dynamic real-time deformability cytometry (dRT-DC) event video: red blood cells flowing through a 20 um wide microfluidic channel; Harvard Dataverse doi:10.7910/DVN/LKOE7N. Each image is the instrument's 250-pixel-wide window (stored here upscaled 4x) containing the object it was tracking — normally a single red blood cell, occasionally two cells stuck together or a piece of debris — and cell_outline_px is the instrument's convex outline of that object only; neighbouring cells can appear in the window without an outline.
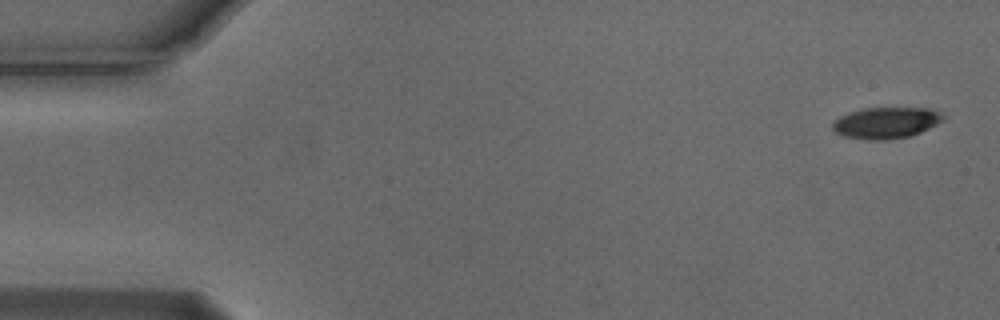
{"species": "Egyptian fruit bat (a non-hibernating species)", "species_latin": "Rousettus aegyptiacus", "temperature_condition": "cold", "stored_images_in_passage": 4, "camera_frame_rate_fps": 3000, "um_per_image_px": 0.085, "animal": {"sex": "male"}, "frame": {"image": 1, "passage_image": 1, "time_ms": 0.0, "image_size_px": [1000, 320], "cell_outline_px": [[944, 120], [920, 132], [908, 136], [884, 140], [868, 140], [844, 136], [836, 132], [832, 128], [832, 124], [840, 116], [864, 108], [928, 108], [940, 112], [944, 116]], "centroid_in_image_um": [75.32, 10.44], "position_along_channel_um": 9.7, "area_um2": 19.88}}
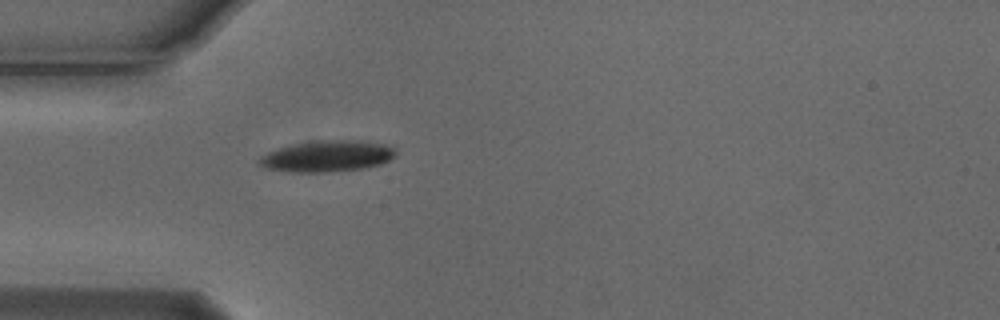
{"frame": {"image": 2, "passage_image": 4, "time_ms": 1.0, "image_size_px": [1000, 320], "cell_outline_px": [[396, 156], [380, 164], [364, 168], [328, 172], [292, 172], [268, 168], [260, 164], [256, 160], [260, 156], [268, 152], [292, 144], [312, 140], [360, 140], [384, 144], [392, 148], [396, 152]], "centroid_in_image_um": [27.8, 13.26], "position_along_channel_um": 57.2, "area_um2": 24.8}}